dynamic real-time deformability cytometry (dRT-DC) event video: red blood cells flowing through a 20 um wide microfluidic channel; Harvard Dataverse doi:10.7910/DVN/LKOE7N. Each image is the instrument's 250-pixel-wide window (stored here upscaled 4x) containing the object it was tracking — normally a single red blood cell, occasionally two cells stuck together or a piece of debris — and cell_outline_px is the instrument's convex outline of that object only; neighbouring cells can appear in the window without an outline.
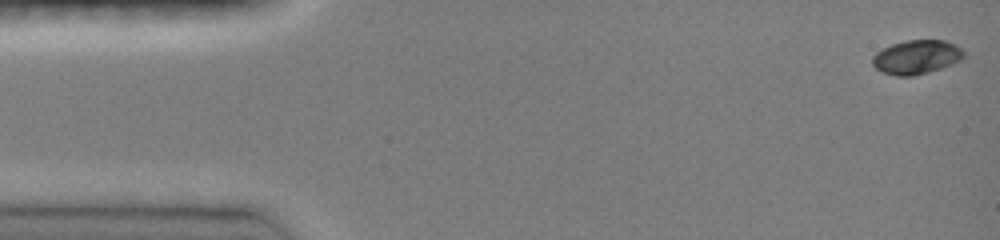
{"species": "common noctule bat (a hibernating species)", "species_latin": "Nyctalus noctula", "temperature_condition": "room temperature", "stored_images_in_passage": 47, "camera_frame_rate_fps": 3000, "um_per_image_px": 0.085, "animal": {"sex": "female", "body_mass_g": 19.0, "forearm_length_mm": 51.5}, "frame": {"image": 1, "passage_image": 1, "time_ms": 0.0, "image_size_px": [1000, 240], "cell_outline_px": [[964, 56], [960, 60], [952, 64], [928, 72], [912, 76], [896, 76], [884, 72], [876, 68], [872, 64], [872, 56], [876, 52], [892, 44], [908, 40], [944, 40], [956, 44], [964, 52]], "centroid_in_image_um": [77.9, 4.84], "position_along_channel_um": 7.1, "area_um2": 17.98}}
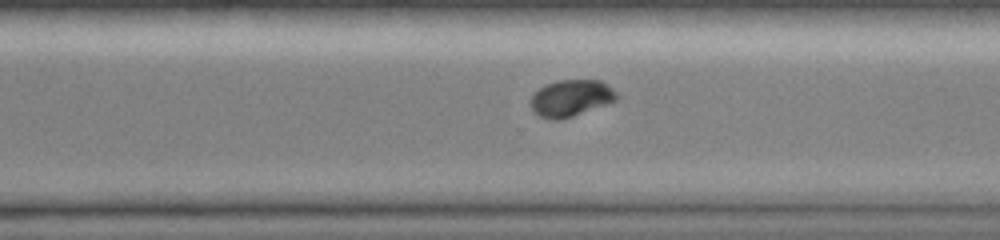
{"frame": {"image": 2, "passage_image": 33, "time_ms": 10.667, "image_size_px": [1000, 240], "cell_outline_px": [[620, 96], [616, 100], [572, 116], [560, 120], [552, 120], [540, 116], [532, 112], [528, 104], [528, 100], [532, 92], [544, 84], [556, 80], [600, 80], [612, 88]], "centroid_in_image_um": [48.43, 8.33], "position_along_channel_um": 322.2, "area_um2": 18.73}}
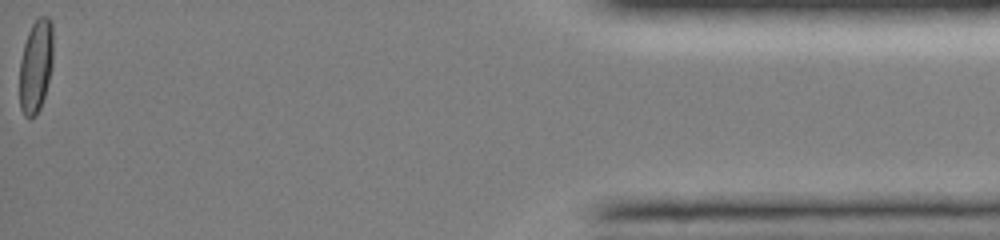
{"frame": {"image": 3, "passage_image": 47, "time_ms": 15.333, "image_size_px": [1000, 240], "cell_outline_px": [[52, 68], [44, 96], [40, 108], [36, 116], [28, 120], [24, 116], [20, 108], [20, 60], [24, 44], [28, 32], [32, 24], [40, 16], [48, 16], [52, 20]], "centroid_in_image_um": [3.04, 5.63], "position_along_channel_um": 432.2, "area_um2": 18.38}, "authors_computed_cell_mechanics": {"area_um2": 18.6116, "velocity_mm_per_s": 4.1058, "shape_relaxation_time_tau1_ms": 3.2557, "shape_relaxation_time_tau2_ms": 3.3926, "deformation_change_tau1": 0.1468, "deformation_change_tau2": 0.026}}